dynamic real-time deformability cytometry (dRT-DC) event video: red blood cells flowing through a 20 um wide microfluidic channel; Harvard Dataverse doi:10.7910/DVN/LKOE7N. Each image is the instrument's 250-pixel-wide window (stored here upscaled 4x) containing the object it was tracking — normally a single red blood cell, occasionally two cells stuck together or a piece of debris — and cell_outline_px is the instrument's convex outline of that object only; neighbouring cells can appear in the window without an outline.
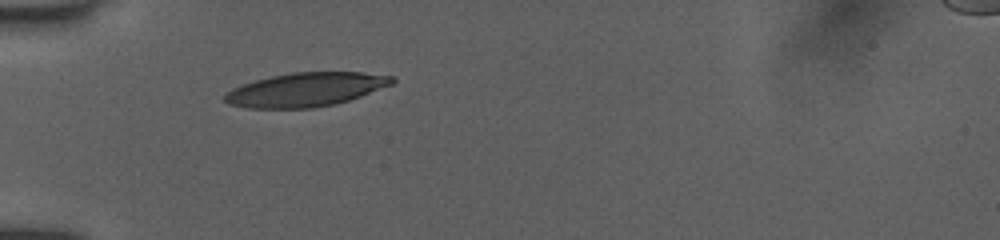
{"species": "human", "species_latin": "Homo sapiens", "temperature_condition": "room temperature", "stored_images_in_passage": 33, "camera_frame_rate_fps": 3000, "um_per_image_px": 0.085, "donor": {"sex": "female"}, "frame": {"image": 1, "passage_image": 1, "time_ms": 0.0, "image_size_px": [1000, 240], "cell_outline_px": [[396, 80], [392, 84], [360, 96], [336, 104], [312, 108], [248, 108], [228, 104], [224, 100], [224, 96], [232, 88], [256, 80], [272, 76], [292, 72], [360, 72], [392, 76]], "centroid_in_image_um": [25.98, 7.62], "position_along_channel_um": 59.0, "area_um2": 32.77}}
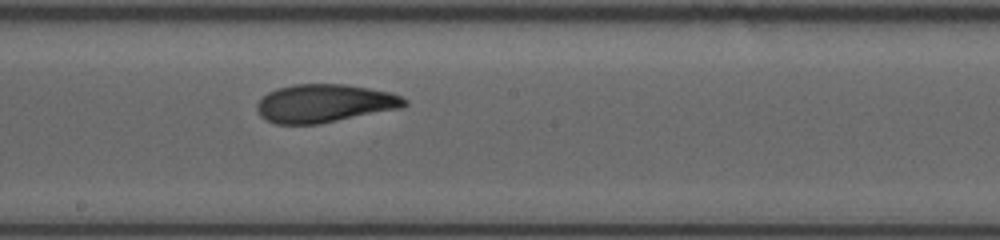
{"frame": {"image": 2, "passage_image": 14, "time_ms": 4.333, "image_size_px": [1000, 240], "cell_outline_px": [[408, 104], [404, 108], [320, 124], [276, 124], [260, 116], [256, 108], [256, 104], [268, 92], [276, 88], [296, 84], [344, 84], [392, 92], [408, 100]], "centroid_in_image_um": [27.63, 8.79], "position_along_channel_um": 220.6, "area_um2": 33.12}}
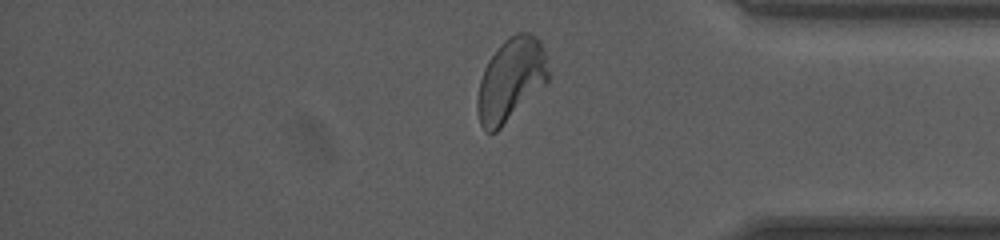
{"frame": {"image": 3, "passage_image": 28, "time_ms": 9.0, "image_size_px": [1000, 240], "cell_outline_px": [[548, 80], [496, 132], [488, 132], [480, 124], [476, 108], [476, 100], [480, 80], [484, 68], [488, 60], [500, 44], [508, 36], [516, 32], [528, 32], [536, 36], [540, 40], [544, 48], [548, 72]], "centroid_in_image_um": [43.39, 6.73], "position_along_channel_um": 391.8, "area_um2": 33.99}, "authors_computed_cell_mechanics": {"area_um2": 33.2928, "velocity_mm_per_s": 3.961, "shape_relaxation_time_tau1_ms": 5.8352, "shape_relaxation_time_tau2_ms": 1.2335, "deformation_change_tau1": 0.2035, "deformation_change_tau2": 0.0708}}